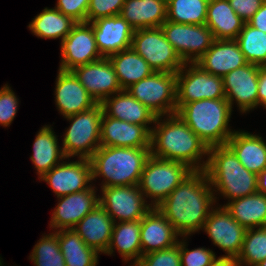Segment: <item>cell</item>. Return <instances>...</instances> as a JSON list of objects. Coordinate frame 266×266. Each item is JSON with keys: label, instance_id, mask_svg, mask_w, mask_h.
<instances>
[{"label": "cell", "instance_id": "d6a6232c", "mask_svg": "<svg viewBox=\"0 0 266 266\" xmlns=\"http://www.w3.org/2000/svg\"><path fill=\"white\" fill-rule=\"evenodd\" d=\"M66 266H96L98 252L88 247L74 229L57 230Z\"/></svg>", "mask_w": 266, "mask_h": 266}, {"label": "cell", "instance_id": "7bdbcfd3", "mask_svg": "<svg viewBox=\"0 0 266 266\" xmlns=\"http://www.w3.org/2000/svg\"><path fill=\"white\" fill-rule=\"evenodd\" d=\"M90 0H58L55 8L74 21L86 22Z\"/></svg>", "mask_w": 266, "mask_h": 266}, {"label": "cell", "instance_id": "bcb514c9", "mask_svg": "<svg viewBox=\"0 0 266 266\" xmlns=\"http://www.w3.org/2000/svg\"><path fill=\"white\" fill-rule=\"evenodd\" d=\"M257 95L258 105L266 108V66L259 68Z\"/></svg>", "mask_w": 266, "mask_h": 266}, {"label": "cell", "instance_id": "f35d334b", "mask_svg": "<svg viewBox=\"0 0 266 266\" xmlns=\"http://www.w3.org/2000/svg\"><path fill=\"white\" fill-rule=\"evenodd\" d=\"M134 266H182L180 261V241L171 248L142 255Z\"/></svg>", "mask_w": 266, "mask_h": 266}, {"label": "cell", "instance_id": "7a4b0ae2", "mask_svg": "<svg viewBox=\"0 0 266 266\" xmlns=\"http://www.w3.org/2000/svg\"><path fill=\"white\" fill-rule=\"evenodd\" d=\"M155 123L157 126L151 130L150 137L151 156L181 162L193 171L205 169L207 161L200 162L204 155H208L209 148L179 115H168L162 122L159 116Z\"/></svg>", "mask_w": 266, "mask_h": 266}, {"label": "cell", "instance_id": "f1b7e54d", "mask_svg": "<svg viewBox=\"0 0 266 266\" xmlns=\"http://www.w3.org/2000/svg\"><path fill=\"white\" fill-rule=\"evenodd\" d=\"M246 230L266 227V195L256 192L223 205Z\"/></svg>", "mask_w": 266, "mask_h": 266}, {"label": "cell", "instance_id": "d590c367", "mask_svg": "<svg viewBox=\"0 0 266 266\" xmlns=\"http://www.w3.org/2000/svg\"><path fill=\"white\" fill-rule=\"evenodd\" d=\"M246 61L260 67L266 66V33L244 23L240 34L235 39Z\"/></svg>", "mask_w": 266, "mask_h": 266}, {"label": "cell", "instance_id": "d6986e66", "mask_svg": "<svg viewBox=\"0 0 266 266\" xmlns=\"http://www.w3.org/2000/svg\"><path fill=\"white\" fill-rule=\"evenodd\" d=\"M151 132L145 127L109 117L103 112L100 144L107 147L150 148Z\"/></svg>", "mask_w": 266, "mask_h": 266}, {"label": "cell", "instance_id": "83f0119b", "mask_svg": "<svg viewBox=\"0 0 266 266\" xmlns=\"http://www.w3.org/2000/svg\"><path fill=\"white\" fill-rule=\"evenodd\" d=\"M244 21L236 14L228 0H209L206 26L216 40H235Z\"/></svg>", "mask_w": 266, "mask_h": 266}, {"label": "cell", "instance_id": "1f68e13d", "mask_svg": "<svg viewBox=\"0 0 266 266\" xmlns=\"http://www.w3.org/2000/svg\"><path fill=\"white\" fill-rule=\"evenodd\" d=\"M57 135L51 127L43 126L36 135L33 144V155L30 156L32 163L37 169L39 178L65 159L62 148H59Z\"/></svg>", "mask_w": 266, "mask_h": 266}, {"label": "cell", "instance_id": "7dc6e473", "mask_svg": "<svg viewBox=\"0 0 266 266\" xmlns=\"http://www.w3.org/2000/svg\"><path fill=\"white\" fill-rule=\"evenodd\" d=\"M208 266H237L234 258L221 256L215 258Z\"/></svg>", "mask_w": 266, "mask_h": 266}, {"label": "cell", "instance_id": "44dd1931", "mask_svg": "<svg viewBox=\"0 0 266 266\" xmlns=\"http://www.w3.org/2000/svg\"><path fill=\"white\" fill-rule=\"evenodd\" d=\"M56 80L55 102L64 117L87 111L98 104L72 71L59 69Z\"/></svg>", "mask_w": 266, "mask_h": 266}, {"label": "cell", "instance_id": "7c38bea8", "mask_svg": "<svg viewBox=\"0 0 266 266\" xmlns=\"http://www.w3.org/2000/svg\"><path fill=\"white\" fill-rule=\"evenodd\" d=\"M99 204L114 223L141 220L151 209L139 185L103 187Z\"/></svg>", "mask_w": 266, "mask_h": 266}, {"label": "cell", "instance_id": "5b68a950", "mask_svg": "<svg viewBox=\"0 0 266 266\" xmlns=\"http://www.w3.org/2000/svg\"><path fill=\"white\" fill-rule=\"evenodd\" d=\"M232 108L226 98L183 104L176 112L208 148L226 145L235 132L228 128Z\"/></svg>", "mask_w": 266, "mask_h": 266}, {"label": "cell", "instance_id": "8d00e7d4", "mask_svg": "<svg viewBox=\"0 0 266 266\" xmlns=\"http://www.w3.org/2000/svg\"><path fill=\"white\" fill-rule=\"evenodd\" d=\"M247 229L241 251L235 259L237 266H256L266 259V227Z\"/></svg>", "mask_w": 266, "mask_h": 266}, {"label": "cell", "instance_id": "60d3db41", "mask_svg": "<svg viewBox=\"0 0 266 266\" xmlns=\"http://www.w3.org/2000/svg\"><path fill=\"white\" fill-rule=\"evenodd\" d=\"M216 258L215 253L206 248L189 251L185 241H180V261L182 266H208Z\"/></svg>", "mask_w": 266, "mask_h": 266}, {"label": "cell", "instance_id": "8992f818", "mask_svg": "<svg viewBox=\"0 0 266 266\" xmlns=\"http://www.w3.org/2000/svg\"><path fill=\"white\" fill-rule=\"evenodd\" d=\"M103 116L102 104L93 108L65 117L72 121L63 139V153L66 159L79 156L90 159L101 146L100 129Z\"/></svg>", "mask_w": 266, "mask_h": 266}, {"label": "cell", "instance_id": "6da1fadb", "mask_svg": "<svg viewBox=\"0 0 266 266\" xmlns=\"http://www.w3.org/2000/svg\"><path fill=\"white\" fill-rule=\"evenodd\" d=\"M204 170L193 171L156 208L186 237L202 229L216 202Z\"/></svg>", "mask_w": 266, "mask_h": 266}, {"label": "cell", "instance_id": "c3c4849f", "mask_svg": "<svg viewBox=\"0 0 266 266\" xmlns=\"http://www.w3.org/2000/svg\"><path fill=\"white\" fill-rule=\"evenodd\" d=\"M257 192L266 195V169L257 175Z\"/></svg>", "mask_w": 266, "mask_h": 266}, {"label": "cell", "instance_id": "ab89813d", "mask_svg": "<svg viewBox=\"0 0 266 266\" xmlns=\"http://www.w3.org/2000/svg\"><path fill=\"white\" fill-rule=\"evenodd\" d=\"M125 0H90L86 22L91 23L99 18L120 15Z\"/></svg>", "mask_w": 266, "mask_h": 266}, {"label": "cell", "instance_id": "836d02e7", "mask_svg": "<svg viewBox=\"0 0 266 266\" xmlns=\"http://www.w3.org/2000/svg\"><path fill=\"white\" fill-rule=\"evenodd\" d=\"M76 23L71 17L62 14L54 7L51 9L44 8L28 27L37 37L45 39L60 37L62 42Z\"/></svg>", "mask_w": 266, "mask_h": 266}, {"label": "cell", "instance_id": "4dcf8cb0", "mask_svg": "<svg viewBox=\"0 0 266 266\" xmlns=\"http://www.w3.org/2000/svg\"><path fill=\"white\" fill-rule=\"evenodd\" d=\"M113 65L122 90L150 76L154 70L133 48L122 50L108 57Z\"/></svg>", "mask_w": 266, "mask_h": 266}, {"label": "cell", "instance_id": "277c9868", "mask_svg": "<svg viewBox=\"0 0 266 266\" xmlns=\"http://www.w3.org/2000/svg\"><path fill=\"white\" fill-rule=\"evenodd\" d=\"M204 169L211 187L230 200L257 192V174L248 171L227 145L210 147Z\"/></svg>", "mask_w": 266, "mask_h": 266}, {"label": "cell", "instance_id": "e575fe53", "mask_svg": "<svg viewBox=\"0 0 266 266\" xmlns=\"http://www.w3.org/2000/svg\"><path fill=\"white\" fill-rule=\"evenodd\" d=\"M209 0H168V21L181 24H206Z\"/></svg>", "mask_w": 266, "mask_h": 266}, {"label": "cell", "instance_id": "2e32d148", "mask_svg": "<svg viewBox=\"0 0 266 266\" xmlns=\"http://www.w3.org/2000/svg\"><path fill=\"white\" fill-rule=\"evenodd\" d=\"M260 66L247 63L223 77L225 98L232 108L235 99L242 113L258 106V74Z\"/></svg>", "mask_w": 266, "mask_h": 266}, {"label": "cell", "instance_id": "8fae6325", "mask_svg": "<svg viewBox=\"0 0 266 266\" xmlns=\"http://www.w3.org/2000/svg\"><path fill=\"white\" fill-rule=\"evenodd\" d=\"M161 29L184 63H195L214 42L212 31L206 24H181L166 20Z\"/></svg>", "mask_w": 266, "mask_h": 266}, {"label": "cell", "instance_id": "f546056e", "mask_svg": "<svg viewBox=\"0 0 266 266\" xmlns=\"http://www.w3.org/2000/svg\"><path fill=\"white\" fill-rule=\"evenodd\" d=\"M141 220L114 223L111 241L105 254H112L117 248L118 253L126 262L134 259V266L142 256Z\"/></svg>", "mask_w": 266, "mask_h": 266}, {"label": "cell", "instance_id": "30bf717a", "mask_svg": "<svg viewBox=\"0 0 266 266\" xmlns=\"http://www.w3.org/2000/svg\"><path fill=\"white\" fill-rule=\"evenodd\" d=\"M186 67H189L188 69ZM225 98L223 78L202 70L197 64L184 63L176 73V108L202 99Z\"/></svg>", "mask_w": 266, "mask_h": 266}, {"label": "cell", "instance_id": "ba28073f", "mask_svg": "<svg viewBox=\"0 0 266 266\" xmlns=\"http://www.w3.org/2000/svg\"><path fill=\"white\" fill-rule=\"evenodd\" d=\"M126 90L157 117L177 112L176 73L154 71Z\"/></svg>", "mask_w": 266, "mask_h": 266}, {"label": "cell", "instance_id": "ffe728a7", "mask_svg": "<svg viewBox=\"0 0 266 266\" xmlns=\"http://www.w3.org/2000/svg\"><path fill=\"white\" fill-rule=\"evenodd\" d=\"M95 191L92 186L89 189L59 197V203L52 213L50 228H55L56 231L58 228V230L73 229L99 204Z\"/></svg>", "mask_w": 266, "mask_h": 266}, {"label": "cell", "instance_id": "4fadbf2b", "mask_svg": "<svg viewBox=\"0 0 266 266\" xmlns=\"http://www.w3.org/2000/svg\"><path fill=\"white\" fill-rule=\"evenodd\" d=\"M61 70L71 71L75 67L102 59L95 41L91 23L78 22L61 42Z\"/></svg>", "mask_w": 266, "mask_h": 266}, {"label": "cell", "instance_id": "52a82bcc", "mask_svg": "<svg viewBox=\"0 0 266 266\" xmlns=\"http://www.w3.org/2000/svg\"><path fill=\"white\" fill-rule=\"evenodd\" d=\"M192 172L181 162L150 156L141 174L139 187L144 197L153 199L150 205L156 207Z\"/></svg>", "mask_w": 266, "mask_h": 266}, {"label": "cell", "instance_id": "cb8c5ba5", "mask_svg": "<svg viewBox=\"0 0 266 266\" xmlns=\"http://www.w3.org/2000/svg\"><path fill=\"white\" fill-rule=\"evenodd\" d=\"M114 221L98 204L73 228L85 244L98 253H106L112 236Z\"/></svg>", "mask_w": 266, "mask_h": 266}, {"label": "cell", "instance_id": "4316f807", "mask_svg": "<svg viewBox=\"0 0 266 266\" xmlns=\"http://www.w3.org/2000/svg\"><path fill=\"white\" fill-rule=\"evenodd\" d=\"M120 15L134 28H159L167 19L164 0H125Z\"/></svg>", "mask_w": 266, "mask_h": 266}, {"label": "cell", "instance_id": "ee69618b", "mask_svg": "<svg viewBox=\"0 0 266 266\" xmlns=\"http://www.w3.org/2000/svg\"><path fill=\"white\" fill-rule=\"evenodd\" d=\"M236 14L247 23L265 0H228Z\"/></svg>", "mask_w": 266, "mask_h": 266}, {"label": "cell", "instance_id": "603a6c76", "mask_svg": "<svg viewBox=\"0 0 266 266\" xmlns=\"http://www.w3.org/2000/svg\"><path fill=\"white\" fill-rule=\"evenodd\" d=\"M247 63L235 40L216 39L204 55L195 62L202 70L222 78L230 71Z\"/></svg>", "mask_w": 266, "mask_h": 266}, {"label": "cell", "instance_id": "d4e9b609", "mask_svg": "<svg viewBox=\"0 0 266 266\" xmlns=\"http://www.w3.org/2000/svg\"><path fill=\"white\" fill-rule=\"evenodd\" d=\"M114 95L101 103L103 112L109 117L145 126L151 132L152 128L147 124L155 123L157 116L127 90H121Z\"/></svg>", "mask_w": 266, "mask_h": 266}, {"label": "cell", "instance_id": "681fc988", "mask_svg": "<svg viewBox=\"0 0 266 266\" xmlns=\"http://www.w3.org/2000/svg\"><path fill=\"white\" fill-rule=\"evenodd\" d=\"M256 266H266V259L261 261L259 264H257Z\"/></svg>", "mask_w": 266, "mask_h": 266}, {"label": "cell", "instance_id": "e0dca14e", "mask_svg": "<svg viewBox=\"0 0 266 266\" xmlns=\"http://www.w3.org/2000/svg\"><path fill=\"white\" fill-rule=\"evenodd\" d=\"M40 179L50 185L57 198L89 189L91 186L87 184L92 180L90 160L79 158L73 162L63 161Z\"/></svg>", "mask_w": 266, "mask_h": 266}, {"label": "cell", "instance_id": "9a60e30c", "mask_svg": "<svg viewBox=\"0 0 266 266\" xmlns=\"http://www.w3.org/2000/svg\"><path fill=\"white\" fill-rule=\"evenodd\" d=\"M97 103L122 90L108 58L75 67L71 70Z\"/></svg>", "mask_w": 266, "mask_h": 266}, {"label": "cell", "instance_id": "74e56055", "mask_svg": "<svg viewBox=\"0 0 266 266\" xmlns=\"http://www.w3.org/2000/svg\"><path fill=\"white\" fill-rule=\"evenodd\" d=\"M32 251L30 259L36 266H66L60 250L57 231L43 236Z\"/></svg>", "mask_w": 266, "mask_h": 266}, {"label": "cell", "instance_id": "f6af8a7d", "mask_svg": "<svg viewBox=\"0 0 266 266\" xmlns=\"http://www.w3.org/2000/svg\"><path fill=\"white\" fill-rule=\"evenodd\" d=\"M252 26L266 33V0L261 5L260 9L248 21Z\"/></svg>", "mask_w": 266, "mask_h": 266}, {"label": "cell", "instance_id": "ac0fdd59", "mask_svg": "<svg viewBox=\"0 0 266 266\" xmlns=\"http://www.w3.org/2000/svg\"><path fill=\"white\" fill-rule=\"evenodd\" d=\"M91 25L102 57L131 48L135 30L121 15L99 18Z\"/></svg>", "mask_w": 266, "mask_h": 266}, {"label": "cell", "instance_id": "3957f363", "mask_svg": "<svg viewBox=\"0 0 266 266\" xmlns=\"http://www.w3.org/2000/svg\"><path fill=\"white\" fill-rule=\"evenodd\" d=\"M150 148L100 146L89 159L92 180L104 177L101 188L139 185Z\"/></svg>", "mask_w": 266, "mask_h": 266}, {"label": "cell", "instance_id": "9c48e42d", "mask_svg": "<svg viewBox=\"0 0 266 266\" xmlns=\"http://www.w3.org/2000/svg\"><path fill=\"white\" fill-rule=\"evenodd\" d=\"M131 47L155 72L177 73L184 65L161 27L135 30Z\"/></svg>", "mask_w": 266, "mask_h": 266}, {"label": "cell", "instance_id": "5bb4252c", "mask_svg": "<svg viewBox=\"0 0 266 266\" xmlns=\"http://www.w3.org/2000/svg\"><path fill=\"white\" fill-rule=\"evenodd\" d=\"M202 229L214 245L226 252L227 257L236 259L239 255L246 229L236 221L224 206L212 208Z\"/></svg>", "mask_w": 266, "mask_h": 266}, {"label": "cell", "instance_id": "7402d4cb", "mask_svg": "<svg viewBox=\"0 0 266 266\" xmlns=\"http://www.w3.org/2000/svg\"><path fill=\"white\" fill-rule=\"evenodd\" d=\"M178 236L173 225L156 207H152L141 219L142 255L175 246L179 241Z\"/></svg>", "mask_w": 266, "mask_h": 266}, {"label": "cell", "instance_id": "b9f144b4", "mask_svg": "<svg viewBox=\"0 0 266 266\" xmlns=\"http://www.w3.org/2000/svg\"><path fill=\"white\" fill-rule=\"evenodd\" d=\"M18 98L11 87L5 84L0 89V125L9 126L18 109Z\"/></svg>", "mask_w": 266, "mask_h": 266}, {"label": "cell", "instance_id": "484cf974", "mask_svg": "<svg viewBox=\"0 0 266 266\" xmlns=\"http://www.w3.org/2000/svg\"><path fill=\"white\" fill-rule=\"evenodd\" d=\"M226 145L248 171L258 175L266 169V142L262 137L235 131Z\"/></svg>", "mask_w": 266, "mask_h": 266}]
</instances>
